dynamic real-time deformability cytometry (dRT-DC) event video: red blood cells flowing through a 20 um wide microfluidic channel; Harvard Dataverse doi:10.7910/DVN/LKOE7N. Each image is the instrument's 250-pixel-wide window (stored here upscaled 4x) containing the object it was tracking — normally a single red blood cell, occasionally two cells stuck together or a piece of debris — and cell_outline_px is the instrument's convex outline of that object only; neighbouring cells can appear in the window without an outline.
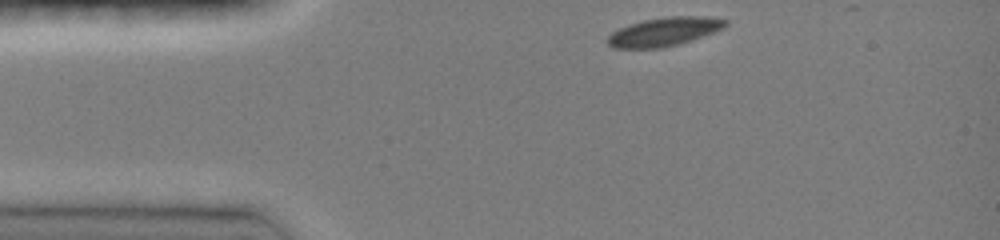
{"species": "common noctule bat (a hibernating species)", "species_latin": "Nyctalus noctula", "temperature_condition": "room temperature", "stored_images_in_passage": 3, "camera_frame_rate_fps": 3000, "um_per_image_px": 0.085, "animal": {"sex": "female", "body_mass_g": 19.0, "forearm_length_mm": 51.5}, "frame": {"image": 1, "passage_image": 1, "time_ms": 0.0, "image_size_px": [1000, 240], "cell_outline_px": [[728, 24], [724, 28], [692, 40], [680, 44], [660, 48], [612, 48], [608, 44], [608, 36], [612, 32], [620, 28], [644, 20], [668, 16], [704, 16], [728, 20]], "centroid_in_image_um": [56.48, 2.7], "position_along_channel_um": 28.5, "area_um2": 19.59}}